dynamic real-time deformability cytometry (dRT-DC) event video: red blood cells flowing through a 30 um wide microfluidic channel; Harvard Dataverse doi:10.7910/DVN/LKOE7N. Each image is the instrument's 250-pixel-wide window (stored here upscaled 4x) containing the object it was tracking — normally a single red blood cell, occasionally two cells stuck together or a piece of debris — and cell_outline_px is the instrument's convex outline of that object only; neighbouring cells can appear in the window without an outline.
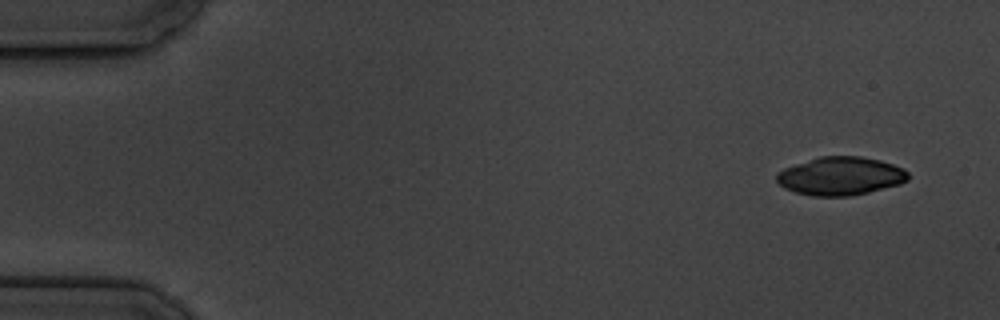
{"species": "common noctule bat (a hibernating species)", "species_latin": "Nyctalus noctula", "temperature_condition": "cold", "stored_images_in_passage": 5, "segment_of_instrument_passage": [1, 2], "camera_frame_rate_fps": 3000, "um_per_image_px": 0.085, "animal": {"sex": "male", "body_mass_g": 19.5, "forearm_length_mm": 54.6}, "frame": {"image": 1, "passage_image": 1, "time_ms": 0.0, "image_size_px": [1000, 320], "cell_outline_px": [[908, 180], [900, 184], [868, 192], [848, 196], [812, 196], [796, 192], [784, 188], [776, 180], [776, 172], [784, 168], [820, 156], [860, 156], [880, 160], [904, 168], [908, 172]], "centroid_in_image_um": [71.44, 14.96], "position_along_channel_um": 13.6, "area_um2": 29.3}}